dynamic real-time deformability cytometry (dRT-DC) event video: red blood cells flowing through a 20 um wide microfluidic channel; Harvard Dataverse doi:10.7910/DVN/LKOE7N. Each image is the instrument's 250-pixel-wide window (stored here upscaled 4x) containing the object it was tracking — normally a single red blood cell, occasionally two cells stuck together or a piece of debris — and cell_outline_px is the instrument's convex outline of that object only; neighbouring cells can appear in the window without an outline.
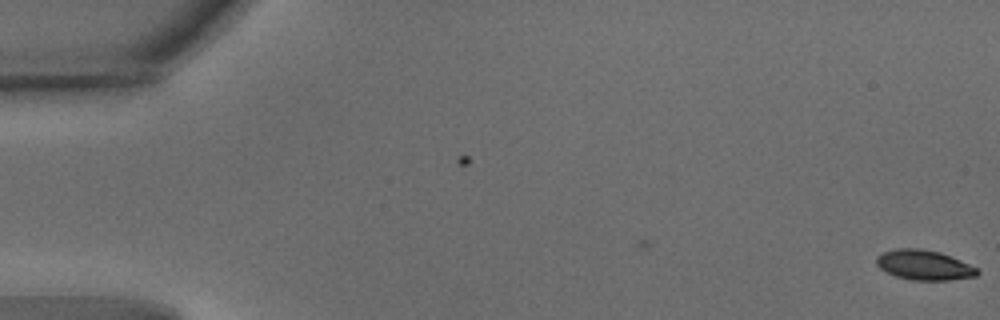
{"species": "common noctule bat (a hibernating species)", "species_latin": "Nyctalus noctula", "temperature_condition": "warm", "stored_images_in_passage": 5, "camera_frame_rate_fps": 3000, "um_per_image_px": 0.085, "animal": {"sex": "male", "body_mass_g": 15.6}, "frame": {"image": 1, "passage_image": 5, "time_ms": 1.333, "image_size_px": [1000, 320], "cell_outline_px": [[980, 272], [976, 276], [948, 280], [912, 280], [896, 276], [880, 268], [876, 264], [876, 256], [884, 252], [896, 248], [920, 248], [940, 252], [960, 260], [976, 268]], "centroid_in_image_um": [78.53, 22.52], "position_along_channel_um": 6.5, "area_um2": 17.46}}